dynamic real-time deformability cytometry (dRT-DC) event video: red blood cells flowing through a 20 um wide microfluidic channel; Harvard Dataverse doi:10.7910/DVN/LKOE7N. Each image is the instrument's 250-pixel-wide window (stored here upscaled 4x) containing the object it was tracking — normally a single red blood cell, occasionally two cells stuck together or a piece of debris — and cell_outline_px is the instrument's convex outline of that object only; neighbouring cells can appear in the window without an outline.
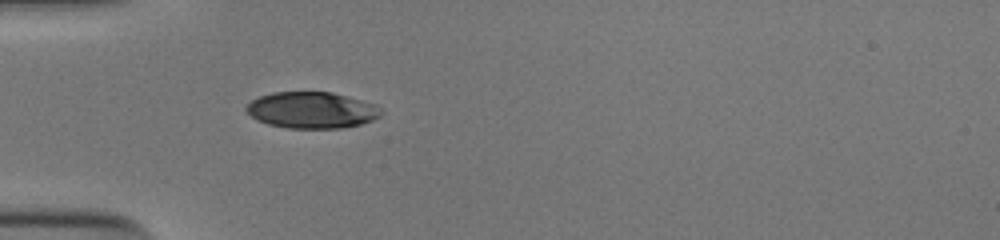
{"species": "human", "species_latin": "Homo sapiens", "temperature_condition": "cold", "stored_images_in_passage": 37, "camera_frame_rate_fps": 3000, "um_per_image_px": 0.085, "donor": {"sex": "male"}, "frame": {"image": 1, "passage_image": 1, "time_ms": 0.0, "image_size_px": [1000, 240], "cell_outline_px": [[384, 112], [380, 116], [372, 120], [360, 124], [340, 128], [288, 128], [268, 124], [256, 120], [244, 108], [252, 100], [260, 96], [272, 92], [332, 92], [360, 100], [372, 104]], "centroid_in_image_um": [26.47, 9.36], "position_along_channel_um": 58.5, "area_um2": 28.32}}
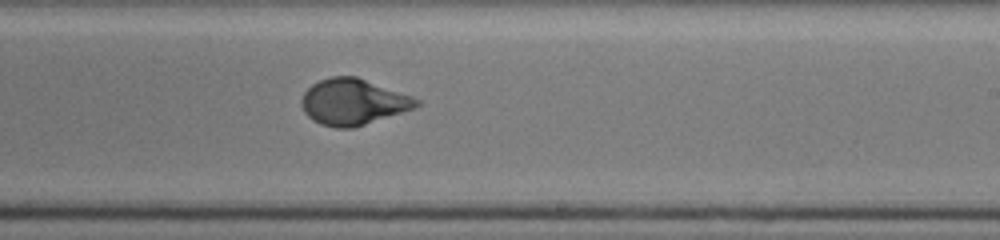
{"frame": {"image": 2, "passage_image": 17, "time_ms": 5.333, "image_size_px": [1000, 240], "cell_outline_px": [[420, 104], [416, 108], [352, 128], [336, 128], [320, 124], [312, 120], [304, 112], [300, 104], [300, 100], [304, 92], [312, 84], [320, 80], [332, 76], [356, 76], [412, 96], [420, 100]], "centroid_in_image_um": [30.0, 8.66], "position_along_channel_um": 259.0, "area_um2": 30.87}}
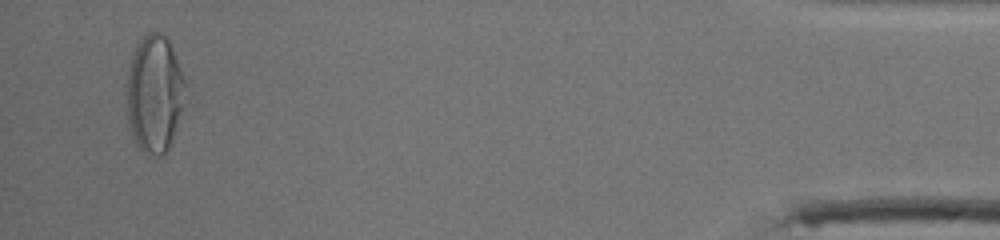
{"frame": {"image": 3, "passage_image": 35, "time_ms": 11.333, "image_size_px": [1000, 240], "cell_outline_px": [[184, 84], [180, 112], [168, 148], [160, 156], [144, 156], [132, 140], [128, 120], [128, 68], [132, 52], [140, 40], [148, 32], [160, 32], [168, 40], [172, 48], [180, 68], [184, 80]], "centroid_in_image_um": [13.08, 7.99], "position_along_channel_um": 422.1, "area_um2": 39.42}, "authors_computed_cell_mechanics": {"area_um2": 31.3276, "velocity_mm_per_s": 3.9002, "shape_relaxation_time_tau1_ms": 4.3366, "shape_relaxation_time_tau2_ms": null, "deformation_change_tau1": 0.1928, "deformation_change_tau2": null}}